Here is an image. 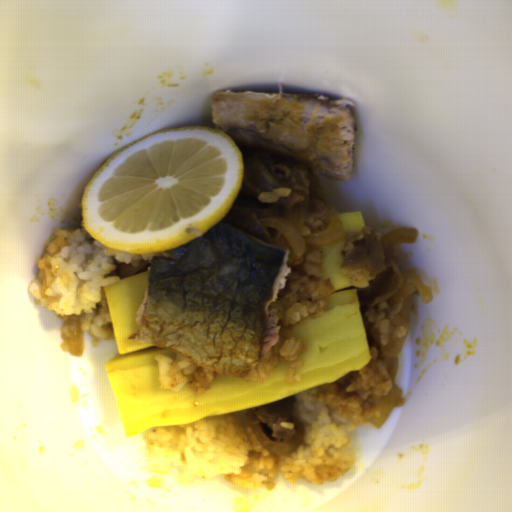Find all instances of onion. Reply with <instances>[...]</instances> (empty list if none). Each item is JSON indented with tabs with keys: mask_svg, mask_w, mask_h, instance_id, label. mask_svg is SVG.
Masks as SVG:
<instances>
[{
	"mask_svg": "<svg viewBox=\"0 0 512 512\" xmlns=\"http://www.w3.org/2000/svg\"><path fill=\"white\" fill-rule=\"evenodd\" d=\"M416 294L410 293L405 297L401 310L399 314L395 318L396 325L404 328L403 336L397 339L394 346L385 352L386 357L389 359H393V367L389 373V380L391 382V386L385 396H380L379 400V415H373L368 421L378 429L382 428L390 413L399 403L402 397L403 390L395 384V379L397 375V370L399 366V356L404 347L407 334L411 324L413 306L415 301Z\"/></svg>",
	"mask_w": 512,
	"mask_h": 512,
	"instance_id": "2",
	"label": "onion"
},
{
	"mask_svg": "<svg viewBox=\"0 0 512 512\" xmlns=\"http://www.w3.org/2000/svg\"><path fill=\"white\" fill-rule=\"evenodd\" d=\"M310 196L292 208L286 217L266 216L258 220L262 225L274 228L279 231V235L273 245L282 246L288 249V260L298 259L306 254L307 245L323 247L335 245L341 240H346L347 233L338 217L334 212L331 213L329 220L321 232L302 236L301 230L309 217Z\"/></svg>",
	"mask_w": 512,
	"mask_h": 512,
	"instance_id": "1",
	"label": "onion"
},
{
	"mask_svg": "<svg viewBox=\"0 0 512 512\" xmlns=\"http://www.w3.org/2000/svg\"><path fill=\"white\" fill-rule=\"evenodd\" d=\"M69 353L74 357L82 356V334L80 317L70 315L68 319Z\"/></svg>",
	"mask_w": 512,
	"mask_h": 512,
	"instance_id": "4",
	"label": "onion"
},
{
	"mask_svg": "<svg viewBox=\"0 0 512 512\" xmlns=\"http://www.w3.org/2000/svg\"><path fill=\"white\" fill-rule=\"evenodd\" d=\"M419 235L416 228H399L387 231L383 239L388 247L396 244H414Z\"/></svg>",
	"mask_w": 512,
	"mask_h": 512,
	"instance_id": "5",
	"label": "onion"
},
{
	"mask_svg": "<svg viewBox=\"0 0 512 512\" xmlns=\"http://www.w3.org/2000/svg\"><path fill=\"white\" fill-rule=\"evenodd\" d=\"M294 426L296 428V434L294 439L289 440L287 442H275L271 438H269L266 433L261 428L260 424L252 425V431L257 439V441L263 446V448L273 455H287L292 454L296 451L300 445L303 443L305 430L304 426L301 422L294 421Z\"/></svg>",
	"mask_w": 512,
	"mask_h": 512,
	"instance_id": "3",
	"label": "onion"
}]
</instances>
